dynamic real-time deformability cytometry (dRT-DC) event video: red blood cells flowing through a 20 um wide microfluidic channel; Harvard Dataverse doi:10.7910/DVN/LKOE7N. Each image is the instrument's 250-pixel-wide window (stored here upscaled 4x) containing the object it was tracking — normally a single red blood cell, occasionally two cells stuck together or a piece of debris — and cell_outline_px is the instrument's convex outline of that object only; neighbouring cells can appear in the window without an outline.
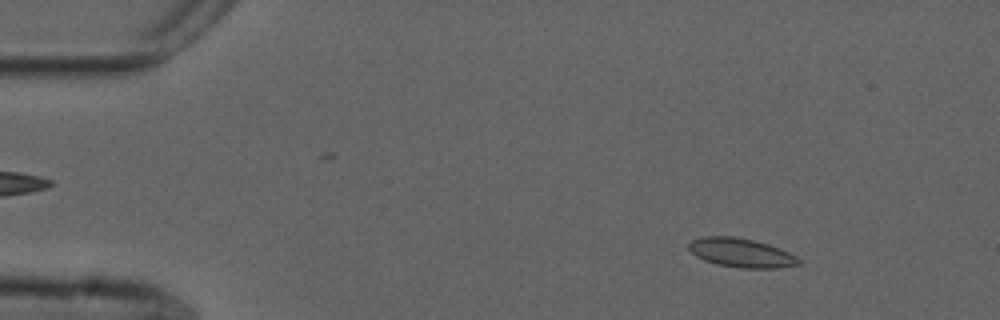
{"species": "common noctule bat (a hibernating species)", "species_latin": "Nyctalus noctula", "temperature_condition": "cold", "stored_images_in_passage": 54, "camera_frame_rate_fps": 3000, "um_per_image_px": 0.085, "animal": {"sex": "male", "forearm_length_mm": 52.5}, "frame": {"image": 1, "passage_image": 7, "time_ms": 2.0, "image_size_px": [1000, 320], "cell_outline_px": [[804, 260], [800, 264], [776, 268], [740, 268], [716, 264], [704, 260], [696, 256], [688, 248], [688, 244], [692, 240], [700, 236], [736, 236], [768, 244], [788, 252]], "centroid_in_image_um": [63.0, 21.48], "position_along_channel_um": 22.0, "area_um2": 18.67}}
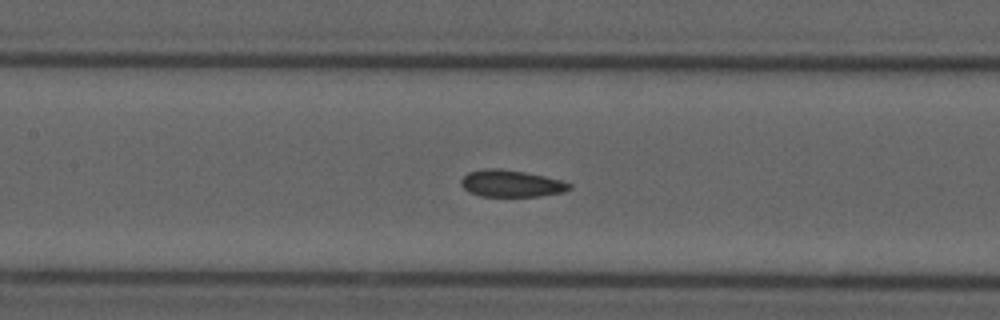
{"frame": {"image": 2, "passage_image": 25, "time_ms": 8.0, "image_size_px": [1000, 320], "cell_outline_px": [[572, 188], [564, 192], [540, 196], [480, 196], [468, 192], [460, 184], [460, 180], [468, 172], [484, 168], [500, 168], [524, 172], [544, 176], [560, 180], [572, 184]], "centroid_in_image_um": [43.43, 15.6], "position_along_channel_um": 164.0, "area_um2": 17.05}}
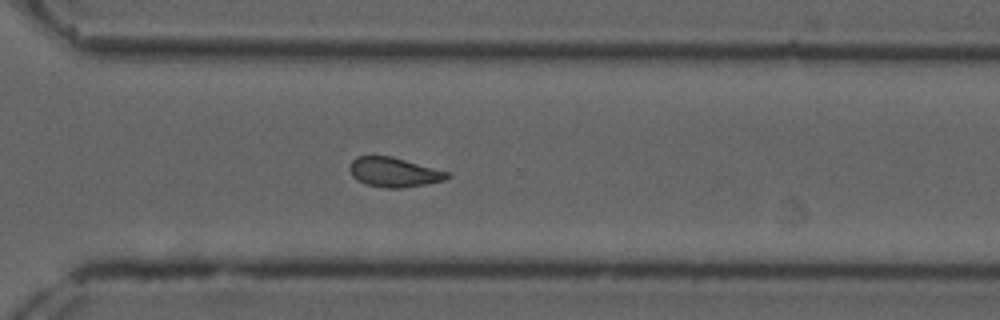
{"frame": {"image": 3, "passage_image": 39, "time_ms": 12.667, "image_size_px": [1000, 320], "cell_outline_px": [[452, 176], [444, 180], [424, 184], [400, 188], [384, 188], [364, 184], [356, 180], [352, 176], [348, 168], [352, 160], [356, 156], [392, 156], [452, 172]], "centroid_in_image_um": [33.5, 14.63], "position_along_channel_um": 337.1, "area_um2": 17.11}, "authors_computed_cell_mechanics": {"area_um2": 17.3978, "velocity_mm_per_s": 3.7156, "shape_relaxation_time_tau1_ms": null, "shape_relaxation_time_tau2_ms": 2.7806, "deformation_change_tau1": null, "deformation_change_tau2": 0.0765}}